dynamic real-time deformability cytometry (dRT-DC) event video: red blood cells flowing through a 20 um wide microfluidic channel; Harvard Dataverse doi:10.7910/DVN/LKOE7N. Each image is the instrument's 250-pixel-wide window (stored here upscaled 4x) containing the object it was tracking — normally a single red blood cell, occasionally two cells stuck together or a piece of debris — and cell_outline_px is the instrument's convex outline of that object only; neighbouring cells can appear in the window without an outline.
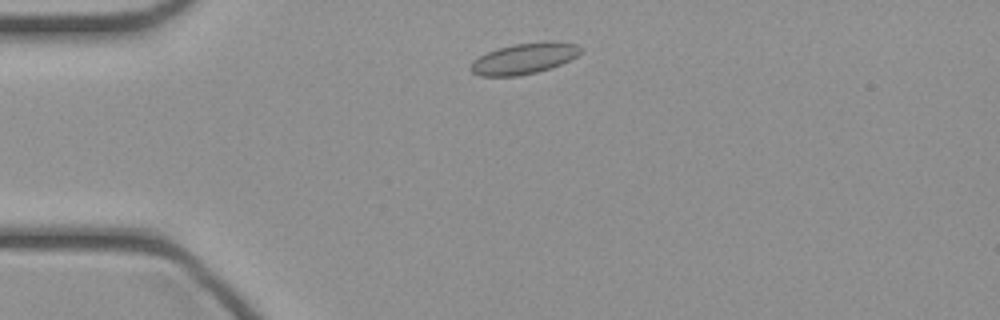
{"species": "common noctule bat (a hibernating species)", "species_latin": "Nyctalus noctula", "temperature_condition": "cold", "stored_images_in_passage": 39, "camera_frame_rate_fps": 3000, "um_per_image_px": 0.085, "animal": {"sex": "female", "body_mass_g": 21.9}, "frame": {"image": 1, "passage_image": 4, "time_ms": 1.0, "image_size_px": [1000, 320], "cell_outline_px": [[584, 48], [576, 56], [560, 64], [536, 72], [516, 76], [480, 76], [472, 72], [468, 68], [472, 60], [488, 52], [512, 44], [552, 40], [576, 44]], "centroid_in_image_um": [44.53, 4.96], "position_along_channel_um": 40.5, "area_um2": 19.77}}
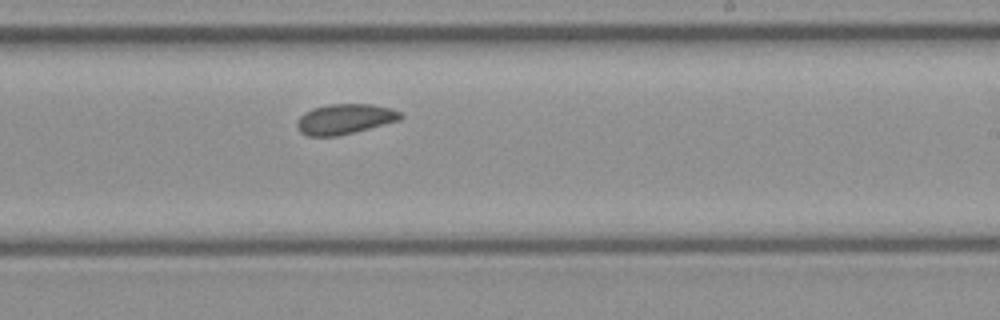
{"frame": {"image": 2, "passage_image": 21, "time_ms": 6.667, "image_size_px": [1000, 320], "cell_outline_px": [[404, 116], [400, 120], [336, 136], [308, 136], [300, 132], [296, 124], [300, 116], [304, 112], [312, 108], [328, 104], [372, 104], [392, 108], [400, 112]], "centroid_in_image_um": [29.3, 10.1], "position_along_channel_um": 259.7, "area_um2": 18.15}}
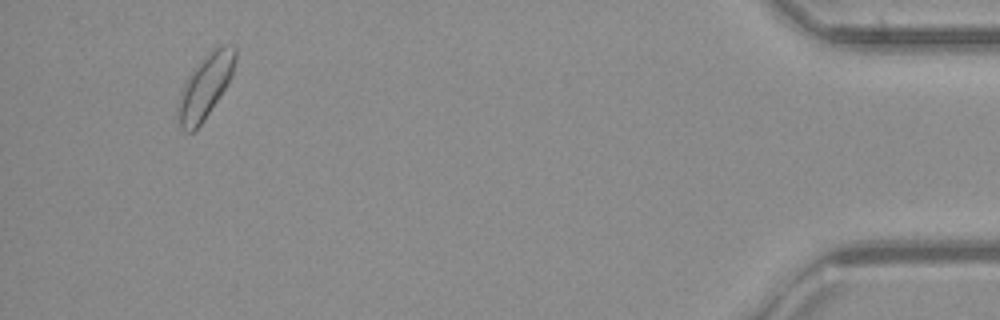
{"frame": {"image": 3, "passage_image": 37, "time_ms": 12.0, "image_size_px": [1000, 320], "cell_outline_px": [[236, 60], [232, 76], [228, 84], [204, 120], [192, 132], [184, 132], [180, 128], [176, 120], [176, 104], [180, 92], [188, 76], [196, 64], [212, 48], [220, 44], [232, 44], [236, 48]], "centroid_in_image_um": [17.42, 7.34], "position_along_channel_um": 417.8, "area_um2": 21.85}}